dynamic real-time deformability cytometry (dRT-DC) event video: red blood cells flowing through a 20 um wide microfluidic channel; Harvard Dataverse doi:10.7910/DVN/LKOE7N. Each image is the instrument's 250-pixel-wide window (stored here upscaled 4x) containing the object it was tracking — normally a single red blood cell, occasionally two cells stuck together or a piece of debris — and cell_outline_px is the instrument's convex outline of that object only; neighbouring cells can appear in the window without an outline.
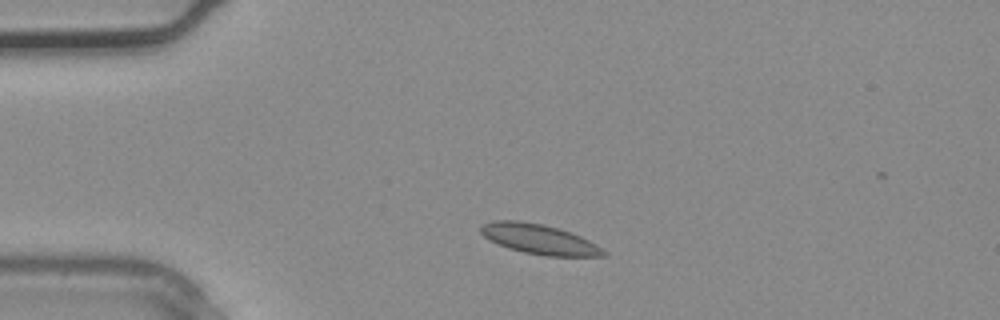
{"species": "common noctule bat (a hibernating species)", "species_latin": "Nyctalus noctula", "temperature_condition": "warm", "stored_images_in_passage": 1, "camera_frame_rate_fps": 3000, "um_per_image_px": 0.085, "animal": {"sex": "male", "body_mass_g": 20.4}, "frame": {"image": 1, "passage_image": 1, "time_ms": 0.0, "image_size_px": [1000, 320], "cell_outline_px": [[608, 252], [604, 256], [548, 256], [524, 252], [508, 248], [488, 240], [480, 232], [480, 224], [492, 220], [520, 220], [540, 224], [556, 228], [580, 236], [596, 244]], "centroid_in_image_um": [45.78, 20.32], "position_along_channel_um": 39.2, "area_um2": 21.33}}